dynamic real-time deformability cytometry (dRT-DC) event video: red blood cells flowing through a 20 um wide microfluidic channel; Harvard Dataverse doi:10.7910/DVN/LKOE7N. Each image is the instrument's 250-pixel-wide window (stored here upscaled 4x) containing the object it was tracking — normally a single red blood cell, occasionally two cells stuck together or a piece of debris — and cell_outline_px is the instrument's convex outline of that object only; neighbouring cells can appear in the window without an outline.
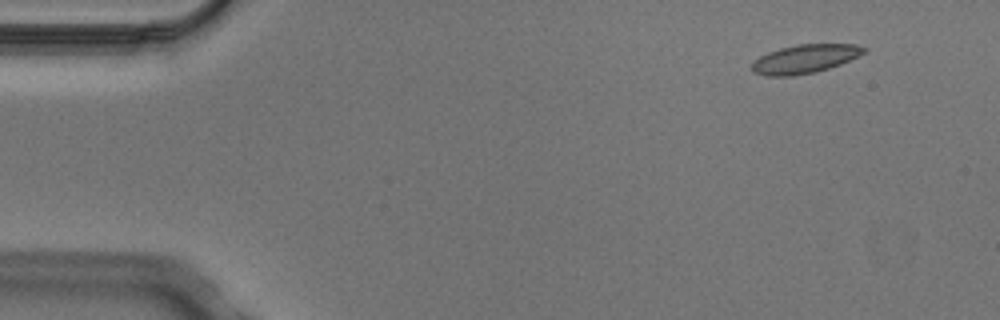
{"species": "Egyptian fruit bat (a non-hibernating species)", "species_latin": "Rousettus aegyptiacus", "temperature_condition": "cold", "stored_images_in_passage": 5, "camera_frame_rate_fps": 3000, "um_per_image_px": 0.085, "animal": {"sex": "male"}, "frame": {"image": 1, "passage_image": 1, "time_ms": 0.0, "image_size_px": [1000, 320], "cell_outline_px": [[868, 48], [864, 52], [840, 64], [816, 72], [792, 76], [764, 76], [752, 72], [752, 64], [760, 56], [768, 52], [780, 48], [796, 44], [856, 44]], "centroid_in_image_um": [68.38, 5.01], "position_along_channel_um": 16.6, "area_um2": 18.61}}
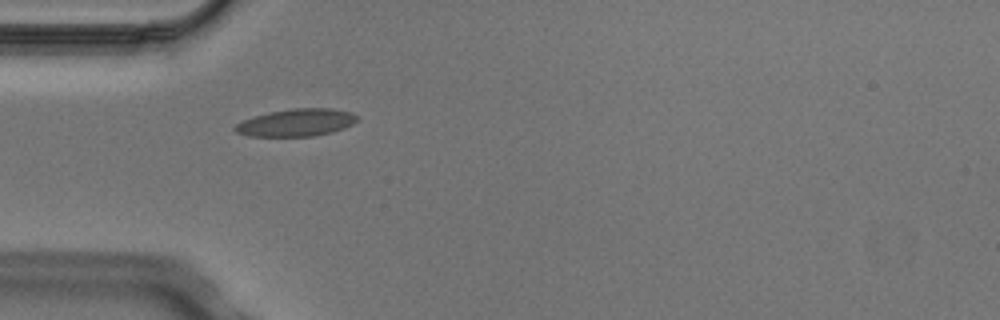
{"frame": {"image": 2, "passage_image": 4, "time_ms": 1.0, "image_size_px": [1000, 320], "cell_outline_px": [[360, 116], [352, 124], [344, 128], [332, 132], [312, 136], [248, 136], [236, 132], [232, 128], [236, 124], [252, 116], [268, 112], [292, 108], [332, 108], [352, 112]], "centroid_in_image_um": [25.19, 10.41], "position_along_channel_um": 59.8, "area_um2": 19.65}}
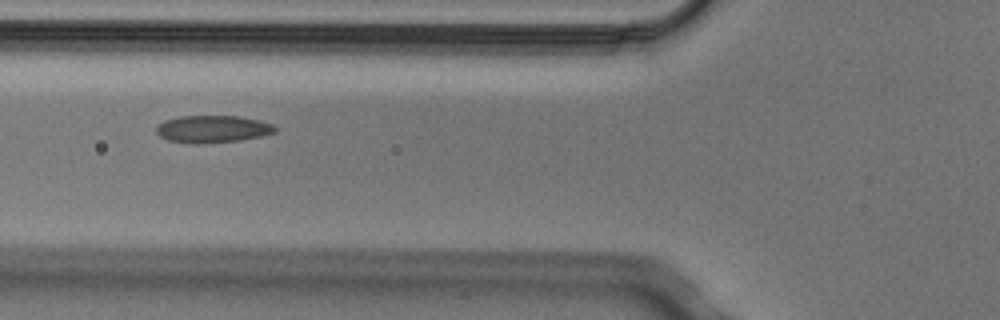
{"frame": {"image": 3, "passage_image": 5, "time_ms": 1.333, "image_size_px": [1000, 320], "cell_outline_px": [[276, 132], [260, 136], [240, 140], [204, 144], [196, 144], [168, 140], [160, 136], [156, 132], [156, 128], [164, 120], [180, 116], [240, 116], [260, 120], [272, 124], [276, 128]], "centroid_in_image_um": [18.07, 10.97], "position_along_channel_um": 107.7, "area_um2": 18.9}}